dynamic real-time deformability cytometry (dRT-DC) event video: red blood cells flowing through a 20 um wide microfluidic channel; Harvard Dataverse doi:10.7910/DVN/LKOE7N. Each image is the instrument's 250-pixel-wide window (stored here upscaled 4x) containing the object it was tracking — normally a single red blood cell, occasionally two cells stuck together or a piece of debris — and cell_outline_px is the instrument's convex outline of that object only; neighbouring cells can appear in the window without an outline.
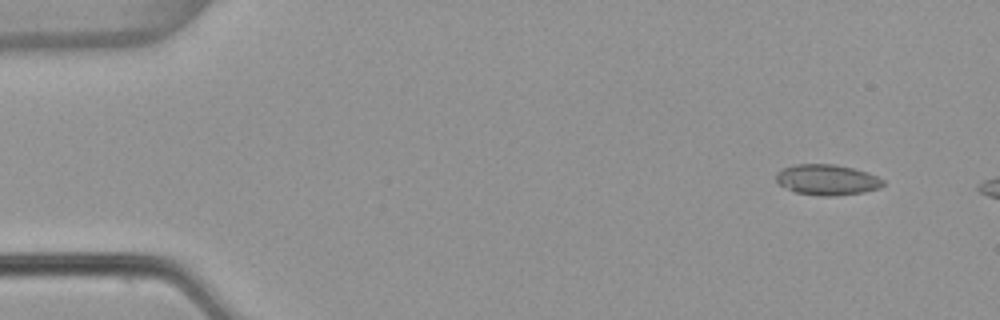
{"species": "common noctule bat (a hibernating species)", "species_latin": "Nyctalus noctula", "temperature_condition": "warm", "stored_images_in_passage": 4, "camera_frame_rate_fps": 3000, "um_per_image_px": 0.085, "animal": {"sex": "female", "body_mass_g": 22.7, "forearm_length_mm": 54.2}, "frame": {"image": 1, "passage_image": 1, "time_ms": 0.0, "image_size_px": [1000, 320], "cell_outline_px": [[884, 184], [880, 188], [864, 192], [836, 196], [820, 196], [796, 192], [780, 184], [776, 180], [776, 172], [784, 168], [796, 164], [832, 164], [852, 168], [868, 172], [884, 180]], "centroid_in_image_um": [70.32, 15.28], "position_along_channel_um": 14.7, "area_um2": 19.02}}